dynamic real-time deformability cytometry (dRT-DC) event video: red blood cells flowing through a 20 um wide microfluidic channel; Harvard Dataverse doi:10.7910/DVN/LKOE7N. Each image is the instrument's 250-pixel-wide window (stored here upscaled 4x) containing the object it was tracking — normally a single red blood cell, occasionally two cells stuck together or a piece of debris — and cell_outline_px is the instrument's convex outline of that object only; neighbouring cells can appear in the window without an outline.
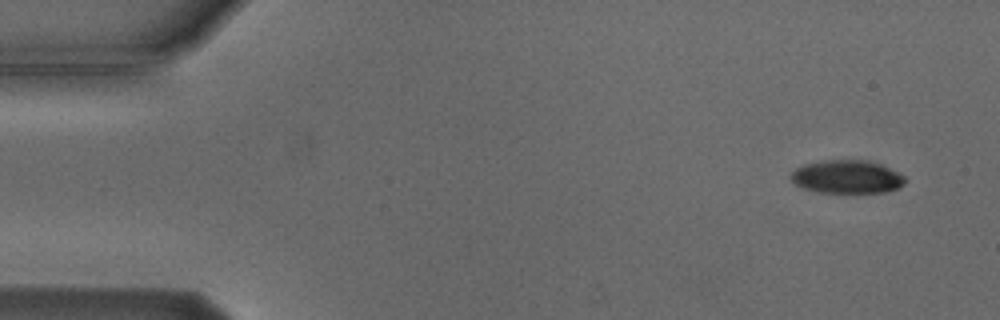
{"species": "Egyptian fruit bat (a non-hibernating species)", "species_latin": "Rousettus aegyptiacus", "temperature_condition": "cold", "stored_images_in_passage": 9, "camera_frame_rate_fps": 3000, "um_per_image_px": 0.085, "animal": {"sex": "male"}, "frame": {"image": 1, "passage_image": 1, "time_ms": 0.0, "image_size_px": [1000, 320], "cell_outline_px": [[908, 180], [904, 184], [896, 188], [884, 192], [820, 192], [804, 188], [796, 184], [788, 176], [796, 168], [804, 164], [820, 160], [868, 160], [880, 164], [904, 176]], "centroid_in_image_um": [71.97, 15.01], "position_along_channel_um": 13.0, "area_um2": 21.96}}
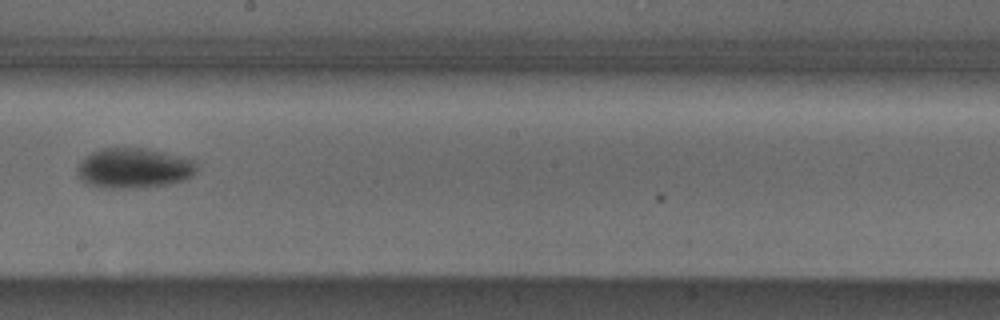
{"frame": {"image": 2, "passage_image": 8, "time_ms": 9.0, "image_size_px": [1000, 320], "cell_outline_px": [[196, 172], [192, 176], [184, 180], [168, 184], [144, 188], [104, 188], [88, 184], [80, 180], [76, 172], [76, 168], [92, 152], [104, 148], [144, 148], [196, 160]], "centroid_in_image_um": [11.39, 14.31], "position_along_channel_um": 236.8, "area_um2": 27.92}}
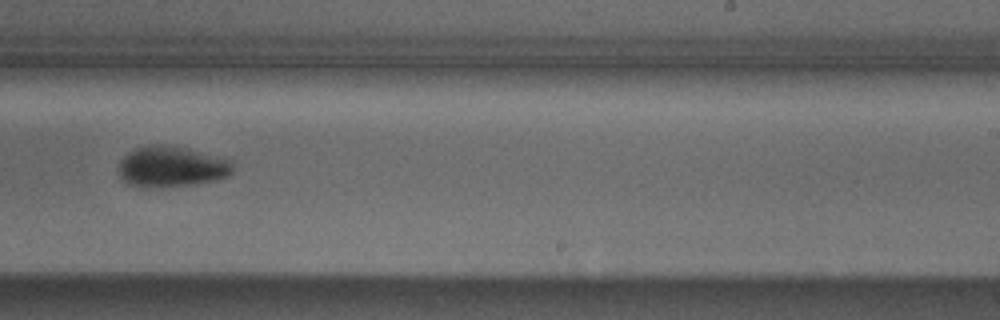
{"frame": {"image": 3, "passage_image": 9, "time_ms": 10.0, "image_size_px": [1000, 320], "cell_outline_px": [[232, 172], [228, 176], [212, 180], [192, 184], [128, 184], [120, 176], [120, 164], [124, 156], [128, 152], [136, 148], [148, 144], [164, 144], [188, 148], [232, 160]], "centroid_in_image_um": [14.62, 14.09], "position_along_channel_um": 274.4, "area_um2": 26.07}}